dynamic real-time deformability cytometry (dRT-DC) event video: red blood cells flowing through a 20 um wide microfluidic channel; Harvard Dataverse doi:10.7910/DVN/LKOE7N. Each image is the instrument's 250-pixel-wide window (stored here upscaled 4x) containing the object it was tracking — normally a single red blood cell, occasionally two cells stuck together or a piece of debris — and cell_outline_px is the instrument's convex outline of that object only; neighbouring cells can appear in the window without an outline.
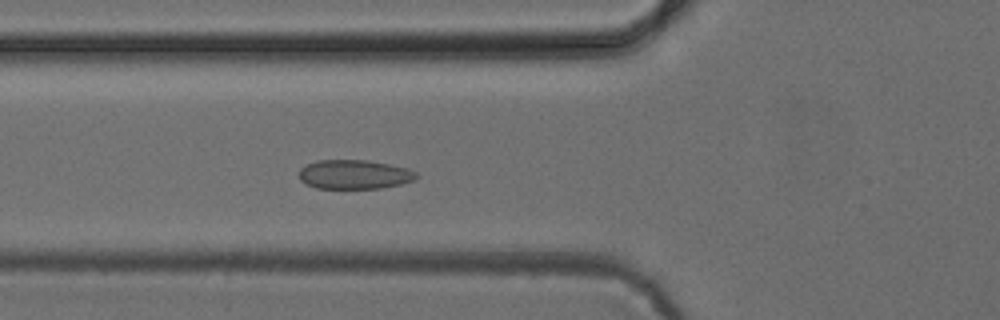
{"species": "common noctule bat (a hibernating species)", "species_latin": "Nyctalus noctula", "temperature_condition": "cold", "stored_images_in_passage": 50, "camera_frame_rate_fps": 3000, "um_per_image_px": 0.085, "animal": {"sex": "female", "body_mass_g": 24.6, "forearm_length_mm": 56.2}, "frame": {"image": 1, "passage_image": 17, "time_ms": 5.333, "image_size_px": [1000, 320], "cell_outline_px": [[420, 176], [416, 180], [400, 184], [380, 188], [316, 188], [300, 180], [300, 168], [316, 160], [368, 160], [408, 168], [416, 172]], "centroid_in_image_um": [30.16, 14.82], "position_along_channel_um": 95.6, "area_um2": 19.94}}
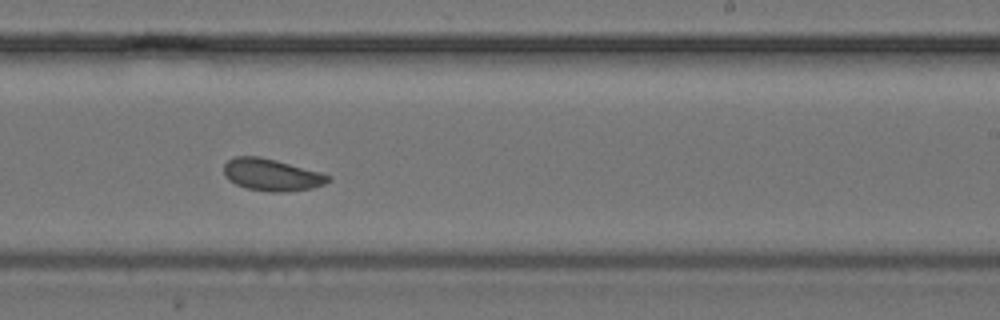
{"frame": {"image": 2, "passage_image": 30, "time_ms": 9.667, "image_size_px": [1000, 320], "cell_outline_px": [[332, 180], [324, 184], [312, 188], [280, 192], [268, 192], [248, 188], [236, 184], [228, 180], [224, 176], [224, 164], [228, 160], [236, 156], [260, 156], [276, 160], [320, 172], [332, 176]], "centroid_in_image_um": [23.09, 14.85], "position_along_channel_um": 265.9, "area_um2": 19.48}}
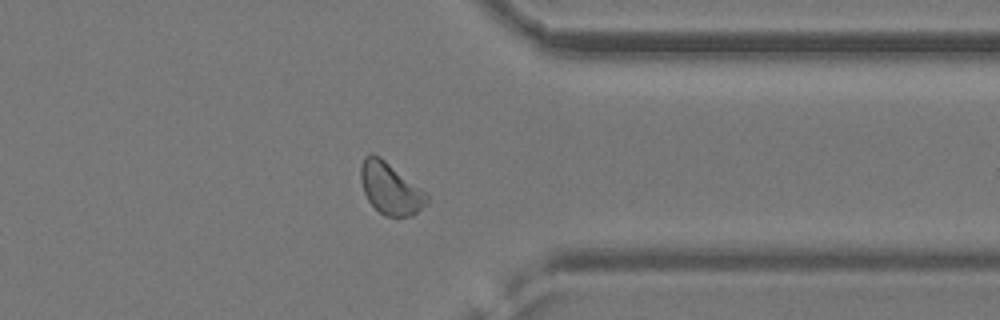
{"frame": {"image": 3, "passage_image": 39, "time_ms": 12.667, "image_size_px": [1000, 320], "cell_outline_px": [[428, 204], [412, 216], [384, 216], [368, 200], [364, 192], [360, 180], [360, 164], [364, 156], [368, 152], [372, 152], [380, 156], [428, 192]], "centroid_in_image_um": [33.19, 15.98], "position_along_channel_um": 378.2, "area_um2": 20.35}}